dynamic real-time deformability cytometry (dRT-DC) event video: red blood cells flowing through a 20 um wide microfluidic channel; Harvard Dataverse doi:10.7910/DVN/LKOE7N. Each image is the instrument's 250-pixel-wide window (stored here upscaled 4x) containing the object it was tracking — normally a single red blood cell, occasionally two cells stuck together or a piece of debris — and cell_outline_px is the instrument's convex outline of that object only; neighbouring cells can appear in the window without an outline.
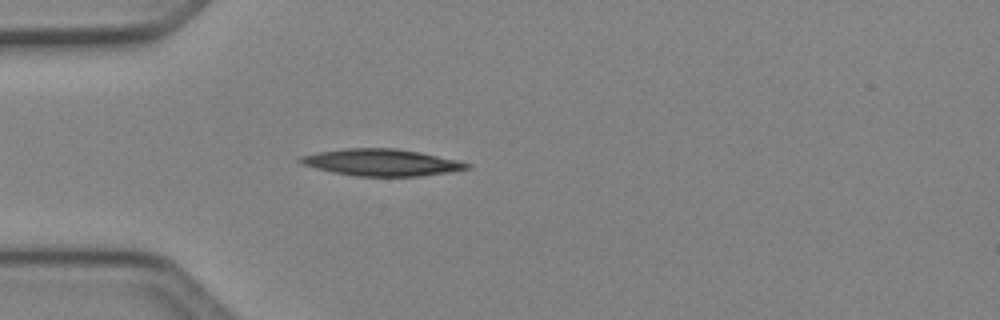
{"species": "Egyptian fruit bat (a non-hibernating species)", "species_latin": "Rousettus aegyptiacus", "temperature_condition": "cold", "stored_images_in_passage": 4, "camera_frame_rate_fps": 3000, "um_per_image_px": 0.085, "animal": {"sex": "female"}, "frame": {"image": 1, "passage_image": 4, "time_ms": 1.0, "image_size_px": [1000, 320], "cell_outline_px": [[472, 168], [448, 172], [420, 176], [356, 176], [332, 172], [316, 168], [304, 164], [296, 160], [300, 156], [316, 152], [344, 148], [392, 148], [420, 152], [460, 160], [472, 164]], "centroid_in_image_um": [32.45, 13.8], "position_along_channel_um": 52.5, "area_um2": 26.13}}